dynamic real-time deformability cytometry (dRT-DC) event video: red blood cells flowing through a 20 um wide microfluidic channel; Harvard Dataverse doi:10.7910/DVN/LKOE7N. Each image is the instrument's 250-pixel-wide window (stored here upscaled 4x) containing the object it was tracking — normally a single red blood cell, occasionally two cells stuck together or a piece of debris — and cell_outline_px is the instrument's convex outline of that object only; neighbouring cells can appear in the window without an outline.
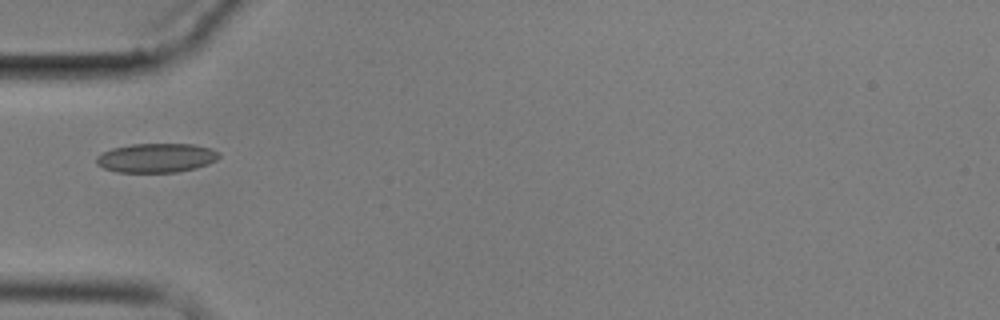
{"species": "common noctule bat (a hibernating species)", "species_latin": "Nyctalus noctula", "temperature_condition": "cold", "stored_images_in_passage": 3, "camera_frame_rate_fps": 3000, "um_per_image_px": 0.085, "animal": {"sex": "male", "body_mass_g": 17.9}, "frame": {"image": 1, "passage_image": 1, "time_ms": 0.0, "image_size_px": [1000, 320], "cell_outline_px": [[220, 156], [216, 160], [208, 164], [196, 168], [176, 172], [116, 172], [104, 168], [96, 164], [96, 156], [112, 148], [132, 144], [192, 144], [212, 148], [220, 152]], "centroid_in_image_um": [13.31, 13.42], "position_along_channel_um": 71.7, "area_um2": 20.92}}
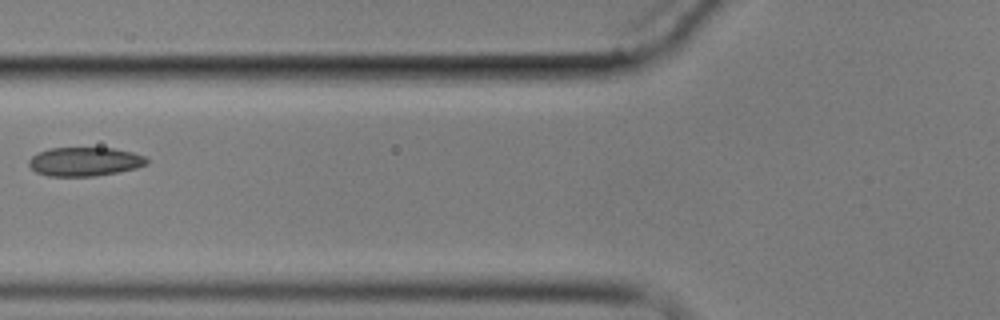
{"frame": {"image": 2, "passage_image": 2, "time_ms": 1.333, "image_size_px": [1000, 320], "cell_outline_px": [[148, 164], [136, 168], [96, 176], [48, 176], [36, 172], [28, 164], [28, 160], [32, 156], [48, 148], [112, 148], [132, 152], [144, 156], [148, 160]], "centroid_in_image_um": [7.19, 13.74], "position_along_channel_um": 118.6, "area_um2": 19.77}}
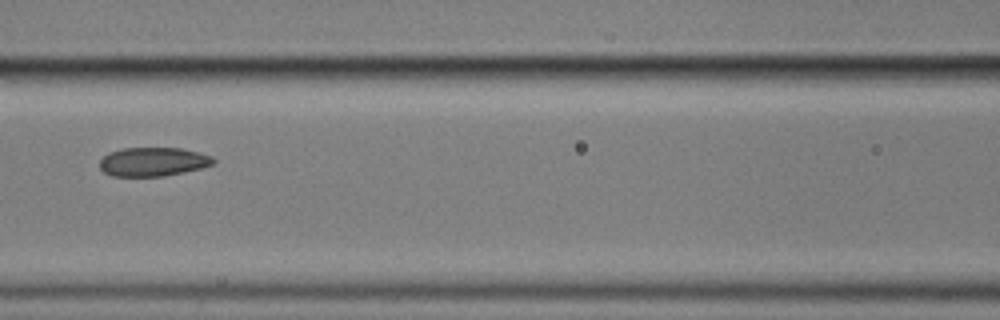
{"frame": {"image": 3, "passage_image": 3, "time_ms": 2.333, "image_size_px": [1000, 320], "cell_outline_px": [[216, 164], [184, 172], [164, 176], [112, 176], [104, 172], [100, 168], [100, 160], [108, 152], [124, 148], [180, 148], [200, 152], [212, 156], [216, 160]], "centroid_in_image_um": [13.04, 13.75], "position_along_channel_um": 153.6, "area_um2": 19.25}}